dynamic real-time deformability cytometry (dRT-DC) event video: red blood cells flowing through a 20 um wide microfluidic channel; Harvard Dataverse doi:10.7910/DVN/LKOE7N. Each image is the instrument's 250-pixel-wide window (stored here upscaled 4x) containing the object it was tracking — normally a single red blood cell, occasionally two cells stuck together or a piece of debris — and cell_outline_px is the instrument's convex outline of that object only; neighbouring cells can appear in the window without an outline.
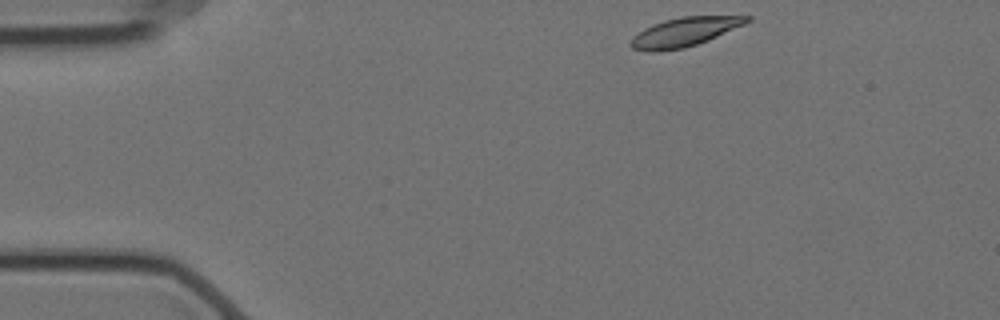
{"species": "Egyptian fruit bat (a non-hibernating species)", "species_latin": "Rousettus aegyptiacus", "temperature_condition": "cold", "stored_images_in_passage": 40, "camera_frame_rate_fps": 3000, "um_per_image_px": 0.085, "animal": {"sex": "female"}, "frame": {"image": 1, "passage_image": 1, "time_ms": 0.0, "image_size_px": [1000, 320], "cell_outline_px": [[752, 20], [744, 24], [708, 40], [684, 48], [652, 52], [648, 52], [632, 48], [628, 44], [632, 36], [644, 28], [652, 24], [664, 20], [680, 16], [752, 16]], "centroid_in_image_um": [58.13, 2.72], "position_along_channel_um": 26.9, "area_um2": 19.65}}
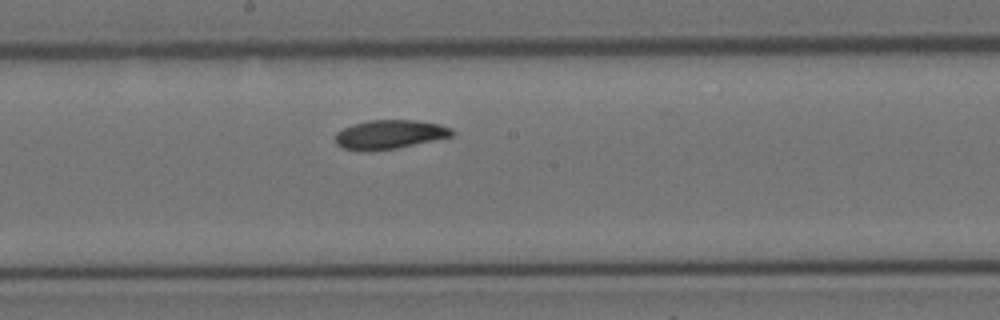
{"frame": {"image": 2, "passage_image": 23, "time_ms": 7.333, "image_size_px": [1000, 320], "cell_outline_px": [[452, 136], [396, 148], [344, 148], [336, 144], [336, 132], [352, 124], [368, 120], [416, 120], [440, 124], [452, 128]], "centroid_in_image_um": [33.16, 11.37], "position_along_channel_um": 215.0, "area_um2": 18.9}}
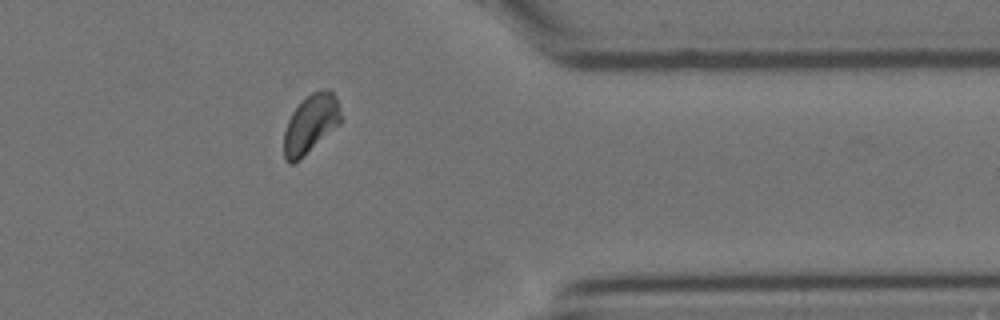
{"frame": {"image": 3, "passage_image": 39, "time_ms": 12.667, "image_size_px": [1000, 320], "cell_outline_px": [[344, 120], [340, 124], [292, 164], [288, 164], [284, 160], [284, 132], [288, 120], [292, 112], [312, 92], [320, 88], [328, 88], [336, 96]], "centroid_in_image_um": [26.44, 10.49], "position_along_channel_um": 385.0, "area_um2": 19.31}}